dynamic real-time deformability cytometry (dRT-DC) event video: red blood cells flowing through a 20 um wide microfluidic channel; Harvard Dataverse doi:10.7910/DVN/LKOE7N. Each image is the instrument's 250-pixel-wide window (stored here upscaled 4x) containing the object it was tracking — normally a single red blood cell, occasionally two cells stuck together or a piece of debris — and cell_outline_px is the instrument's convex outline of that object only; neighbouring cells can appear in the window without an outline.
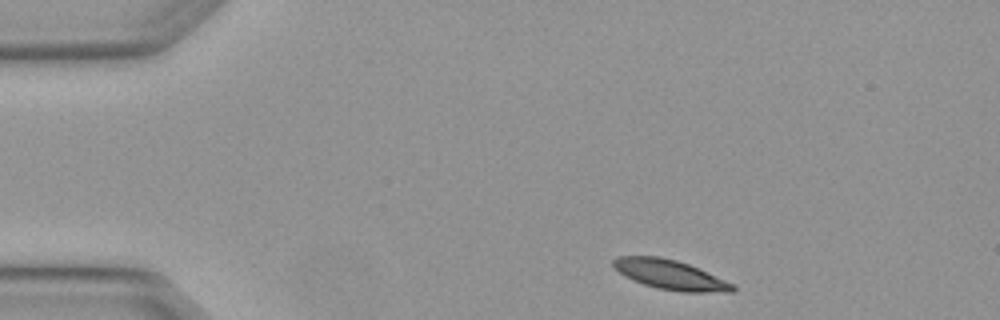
{"species": "Egyptian fruit bat (a non-hibernating species)", "species_latin": "Rousettus aegyptiacus", "temperature_condition": "warm", "stored_images_in_passage": 3, "camera_frame_rate_fps": 3000, "um_per_image_px": 0.085, "animal": {"sex": "female"}, "frame": {"image": 1, "passage_image": 1, "time_ms": 0.0, "image_size_px": [1000, 320], "cell_outline_px": [[736, 292], [680, 292], [656, 288], [632, 280], [624, 276], [612, 264], [612, 260], [620, 256], [660, 256], [676, 260], [688, 264], [736, 284]], "centroid_in_image_um": [57.01, 23.36], "position_along_channel_um": 28.0, "area_um2": 20.69}}
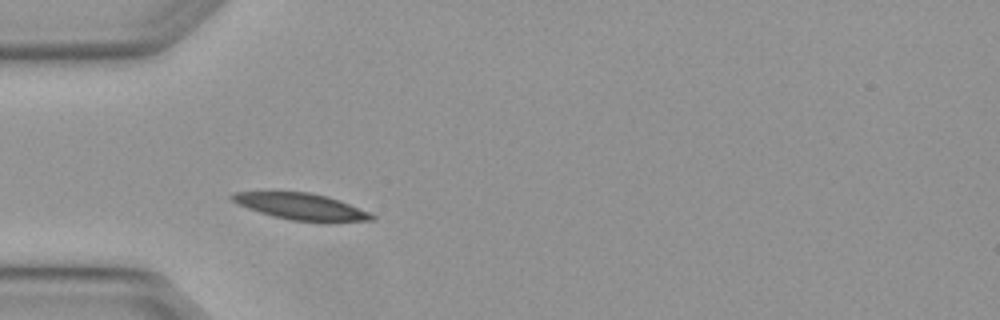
{"frame": {"image": 2, "passage_image": 3, "time_ms": 0.667, "image_size_px": [1000, 320], "cell_outline_px": [[376, 216], [372, 220], [328, 224], [320, 224], [292, 220], [272, 216], [236, 204], [228, 196], [232, 192], [308, 192], [328, 196], [340, 200], [368, 212]], "centroid_in_image_um": [25.64, 17.59], "position_along_channel_um": 59.4, "area_um2": 22.14}}